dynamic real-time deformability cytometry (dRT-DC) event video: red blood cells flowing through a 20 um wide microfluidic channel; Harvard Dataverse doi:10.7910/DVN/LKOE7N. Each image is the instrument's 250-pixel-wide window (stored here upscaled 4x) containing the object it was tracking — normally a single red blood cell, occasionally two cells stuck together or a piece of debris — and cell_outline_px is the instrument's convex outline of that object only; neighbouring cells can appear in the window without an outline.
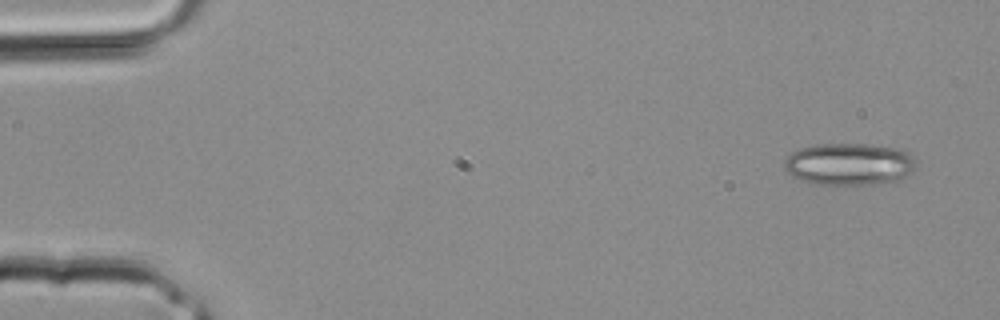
{"species": "common noctule bat (a hibernating species)", "species_latin": "Nyctalus noctula", "temperature_condition": "room temperature", "stored_images_in_passage": 3, "camera_frame_rate_fps": 3000, "um_per_image_px": 0.085, "animal": {"sex": "male", "body_mass_g": 20.4}, "frame": {"image": 1, "passage_image": 1, "time_ms": 0.0, "image_size_px": [1000, 320], "cell_outline_px": [[912, 172], [904, 180], [876, 184], [816, 184], [800, 180], [792, 176], [784, 168], [784, 164], [788, 156], [792, 152], [800, 148], [816, 144], [872, 144], [904, 148], [912, 156]], "centroid_in_image_um": [72.2, 13.94], "position_along_channel_um": 12.8, "area_um2": 32.6}}